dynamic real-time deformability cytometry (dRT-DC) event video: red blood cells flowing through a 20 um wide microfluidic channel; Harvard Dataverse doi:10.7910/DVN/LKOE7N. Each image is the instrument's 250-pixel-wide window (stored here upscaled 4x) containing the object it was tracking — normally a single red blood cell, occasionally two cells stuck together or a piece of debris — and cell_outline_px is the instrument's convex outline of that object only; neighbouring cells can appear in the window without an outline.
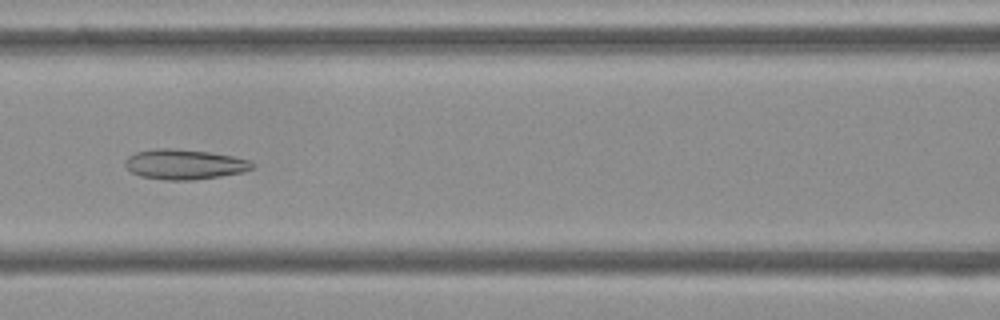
{"species": "Egyptian fruit bat (a non-hibernating species)", "species_latin": "Rousettus aegyptiacus", "temperature_condition": "cold", "stored_images_in_passage": 40, "camera_frame_rate_fps": 3000, "um_per_image_px": 0.085, "frame": {"image": 1, "passage_image": 10, "time_ms": 3.0, "image_size_px": [1000, 320], "cell_outline_px": [[256, 168], [244, 172], [220, 176], [192, 180], [164, 180], [140, 176], [132, 172], [124, 164], [124, 160], [128, 156], [136, 152], [152, 148], [172, 148], [208, 152], [232, 156], [252, 160], [256, 164]], "centroid_in_image_um": [15.71, 13.96], "position_along_channel_um": 150.9, "area_um2": 22.54}}
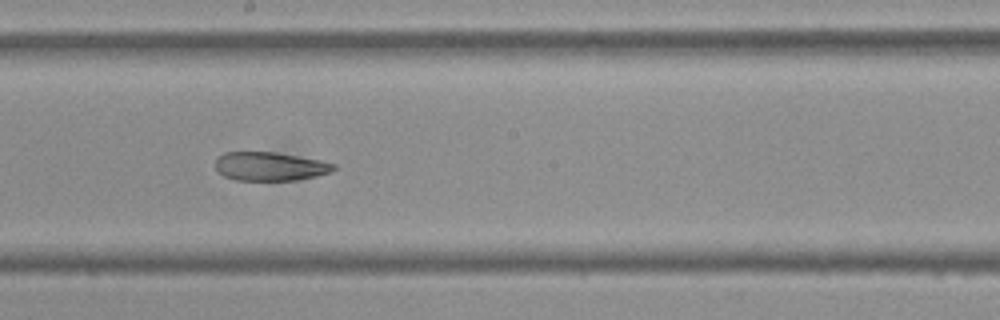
{"frame": {"image": 2, "passage_image": 16, "time_ms": 5.0, "image_size_px": [1000, 320], "cell_outline_px": [[336, 168], [332, 172], [316, 176], [296, 180], [236, 180], [224, 176], [216, 168], [216, 160], [224, 152], [276, 152], [320, 160], [336, 164]], "centroid_in_image_um": [22.98, 14.14], "position_along_channel_um": 225.2, "area_um2": 19.71}}
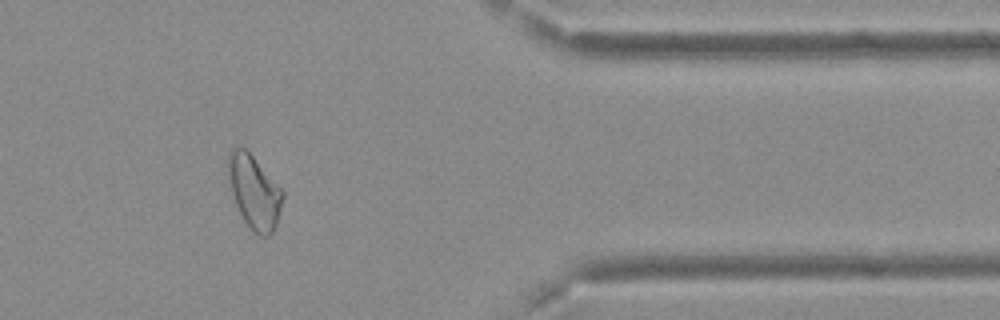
{"frame": {"image": 3, "passage_image": 31, "time_ms": 10.0, "image_size_px": [1000, 320], "cell_outline_px": [[284, 196], [276, 224], [272, 232], [268, 236], [260, 236], [244, 220], [236, 204], [232, 192], [228, 168], [228, 152], [232, 148], [244, 148], [252, 156], [284, 192]], "centroid_in_image_um": [21.62, 16.31], "position_along_channel_um": 389.8, "area_um2": 22.48}, "authors_computed_cell_mechanics": {"area_um2": 22.5998, "velocity_mm_per_s": 3.7328, "shape_relaxation_time_tau1_ms": null, "shape_relaxation_time_tau2_ms": 3.8773, "deformation_change_tau1": null, "deformation_change_tau2": 0.1116}}